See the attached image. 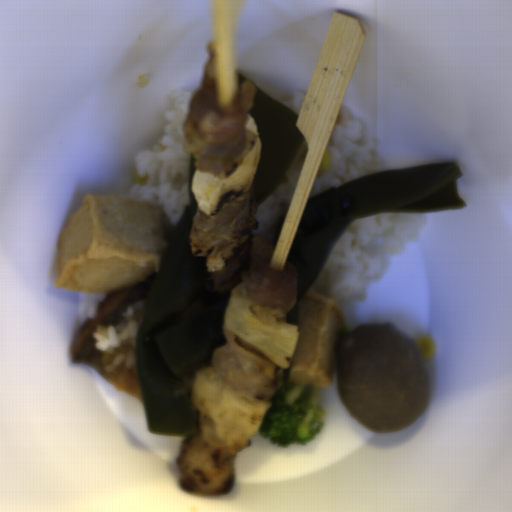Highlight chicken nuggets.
<instances>
[{
    "label": "chicken nuggets",
    "mask_w": 512,
    "mask_h": 512,
    "mask_svg": "<svg viewBox=\"0 0 512 512\" xmlns=\"http://www.w3.org/2000/svg\"><path fill=\"white\" fill-rule=\"evenodd\" d=\"M257 211L254 190L226 192L210 215L196 206L190 252L206 256L208 292H228L229 297L289 313L297 304V270L290 261H285L283 271L269 266L275 245L262 235L254 236L260 225Z\"/></svg>",
    "instance_id": "1"
},
{
    "label": "chicken nuggets",
    "mask_w": 512,
    "mask_h": 512,
    "mask_svg": "<svg viewBox=\"0 0 512 512\" xmlns=\"http://www.w3.org/2000/svg\"><path fill=\"white\" fill-rule=\"evenodd\" d=\"M206 49L210 56L183 123L184 151L194 155V169L227 178L261 138L250 112L255 104L256 87L253 81L244 80L231 103L219 105L215 41H207Z\"/></svg>",
    "instance_id": "2"
},
{
    "label": "chicken nuggets",
    "mask_w": 512,
    "mask_h": 512,
    "mask_svg": "<svg viewBox=\"0 0 512 512\" xmlns=\"http://www.w3.org/2000/svg\"><path fill=\"white\" fill-rule=\"evenodd\" d=\"M222 441L214 421L198 411L196 433L182 443L175 459L181 491L198 496H219L236 484L235 458L239 451Z\"/></svg>",
    "instance_id": "3"
},
{
    "label": "chicken nuggets",
    "mask_w": 512,
    "mask_h": 512,
    "mask_svg": "<svg viewBox=\"0 0 512 512\" xmlns=\"http://www.w3.org/2000/svg\"><path fill=\"white\" fill-rule=\"evenodd\" d=\"M225 343L214 348L209 363L233 392L272 400L284 386V371L259 349L222 327Z\"/></svg>",
    "instance_id": "4"
}]
</instances>
